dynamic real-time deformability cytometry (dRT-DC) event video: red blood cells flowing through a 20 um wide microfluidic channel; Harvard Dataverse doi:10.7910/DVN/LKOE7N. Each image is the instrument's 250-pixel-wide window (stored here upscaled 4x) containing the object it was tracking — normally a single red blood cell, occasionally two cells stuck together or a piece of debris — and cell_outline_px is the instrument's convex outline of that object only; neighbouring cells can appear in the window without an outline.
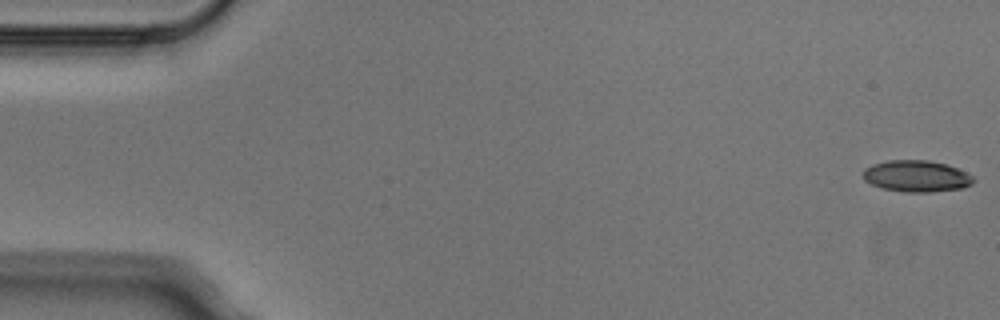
{"species": "Egyptian fruit bat (a non-hibernating species)", "species_latin": "Rousettus aegyptiacus", "temperature_condition": "cold", "stored_images_in_passage": 5, "camera_frame_rate_fps": 3000, "um_per_image_px": 0.085, "animal": {"sex": "male"}, "frame": {"image": 1, "passage_image": 1, "time_ms": 0.0, "image_size_px": [1000, 320], "cell_outline_px": [[976, 180], [972, 184], [964, 188], [932, 192], [904, 192], [884, 188], [872, 184], [864, 180], [864, 168], [872, 164], [888, 160], [928, 160], [948, 164], [972, 176]], "centroid_in_image_um": [77.92, 14.97], "position_along_channel_um": 7.1, "area_um2": 20.29}}
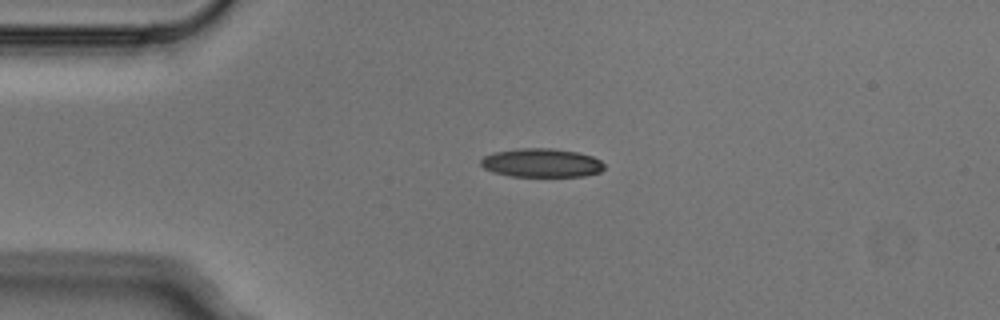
{"frame": {"image": 2, "passage_image": 4, "time_ms": 1.0, "image_size_px": [1000, 320], "cell_outline_px": [[604, 168], [600, 172], [584, 176], [512, 176], [496, 172], [484, 168], [480, 164], [480, 160], [484, 156], [492, 152], [516, 148], [552, 148], [576, 152], [592, 156], [600, 160], [604, 164]], "centroid_in_image_um": [46.02, 13.83], "position_along_channel_um": 39.0, "area_um2": 20.63}}